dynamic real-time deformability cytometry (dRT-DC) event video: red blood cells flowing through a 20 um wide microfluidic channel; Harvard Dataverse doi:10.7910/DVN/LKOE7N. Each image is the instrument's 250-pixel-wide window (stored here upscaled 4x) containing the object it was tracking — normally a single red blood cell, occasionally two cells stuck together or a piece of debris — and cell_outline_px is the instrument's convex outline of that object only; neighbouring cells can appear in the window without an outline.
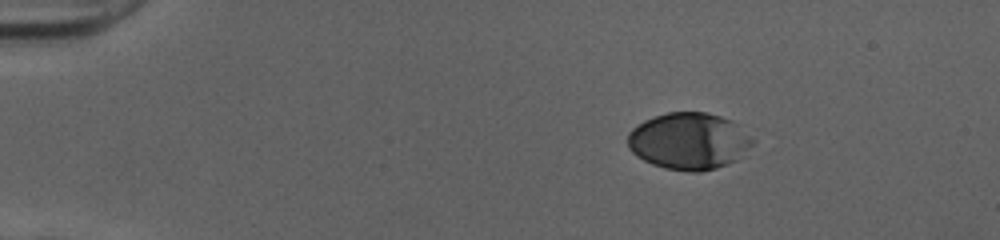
{"species": "human", "species_latin": "Homo sapiens", "temperature_condition": "cold", "stored_images_in_passage": 44, "camera_frame_rate_fps": 3000, "um_per_image_px": 0.085, "donor": {"sex": "female"}, "frame": {"image": 1, "passage_image": 1, "time_ms": 0.0, "image_size_px": [1000, 240], "cell_outline_px": [[756, 140], [736, 160], [728, 164], [716, 168], [700, 172], [688, 172], [664, 168], [652, 164], [636, 156], [628, 148], [628, 132], [632, 128], [644, 120], [668, 112], [708, 112], [732, 120]], "centroid_in_image_um": [58.55, 11.99], "position_along_channel_um": 26.5, "area_um2": 41.5}}
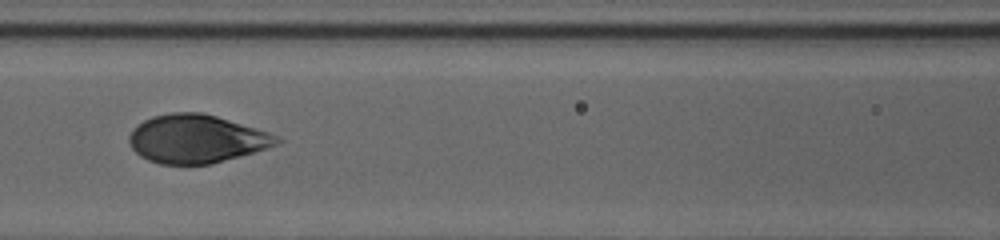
{"frame": {"image": 2, "passage_image": 17, "time_ms": 5.333, "image_size_px": [1000, 240], "cell_outline_px": [[284, 140], [280, 144], [240, 156], [212, 164], [160, 164], [148, 160], [140, 156], [132, 148], [128, 140], [128, 136], [132, 128], [144, 120], [152, 116], [172, 112], [204, 112], [256, 128], [280, 136]], "centroid_in_image_um": [16.7, 11.8], "position_along_channel_um": 149.9, "area_um2": 41.85}}
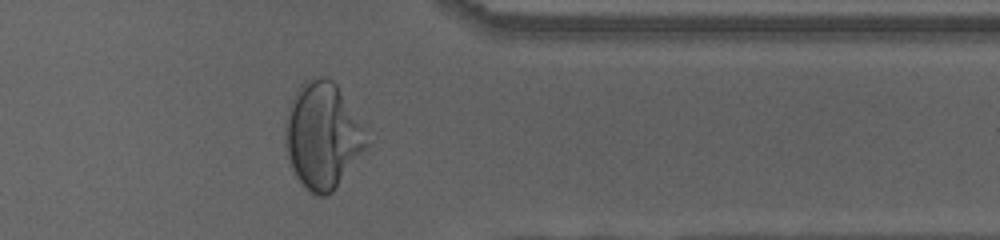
{"frame": {"image": 3, "passage_image": 35, "time_ms": 11.333, "image_size_px": [1000, 240], "cell_outline_px": [[368, 144], [332, 192], [324, 196], [316, 196], [308, 192], [296, 176], [288, 160], [284, 148], [284, 120], [288, 104], [296, 88], [304, 80], [312, 76], [324, 76], [332, 80], [336, 84], [360, 128]], "centroid_in_image_um": [27.29, 11.51], "position_along_channel_um": 384.1, "area_um2": 49.71}, "authors_computed_cell_mechanics": {"area_um2": 43.3789, "velocity_mm_per_s": 3.9988, "shape_relaxation_time_tau1_ms": 4.3911, "shape_relaxation_time_tau2_ms": null, "deformation_change_tau1": 0.1966, "deformation_change_tau2": null}}